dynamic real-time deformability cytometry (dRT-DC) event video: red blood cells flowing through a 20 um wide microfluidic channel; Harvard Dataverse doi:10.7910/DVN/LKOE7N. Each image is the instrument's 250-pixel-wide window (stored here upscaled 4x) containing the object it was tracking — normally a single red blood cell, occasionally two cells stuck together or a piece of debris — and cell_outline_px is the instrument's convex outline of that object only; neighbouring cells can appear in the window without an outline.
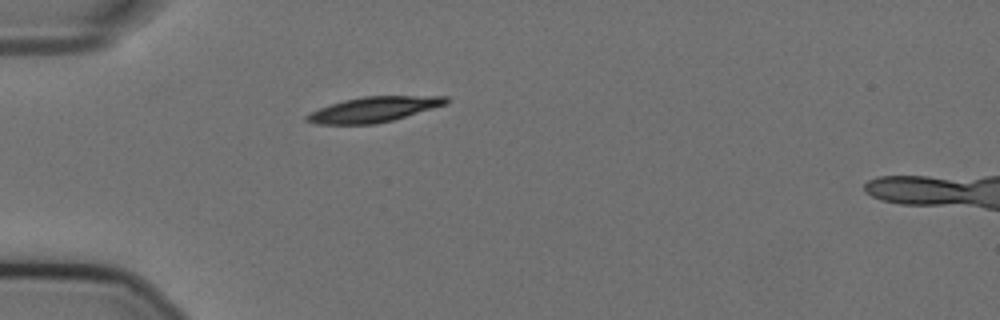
{"species": "Egyptian fruit bat (a non-hibernating species)", "species_latin": "Rousettus aegyptiacus", "temperature_condition": "cold", "stored_images_in_passage": 42, "camera_frame_rate_fps": 3000, "um_per_image_px": 0.085, "animal": {"sex": "female"}, "frame": {"image": 1, "passage_image": 1, "time_ms": 0.0, "image_size_px": [1000, 320], "cell_outline_px": [[448, 104], [392, 120], [376, 124], [316, 124], [304, 120], [304, 116], [308, 112], [344, 100], [364, 96], [448, 96]], "centroid_in_image_um": [31.75, 9.3], "position_along_channel_um": 53.3, "area_um2": 20.46}}
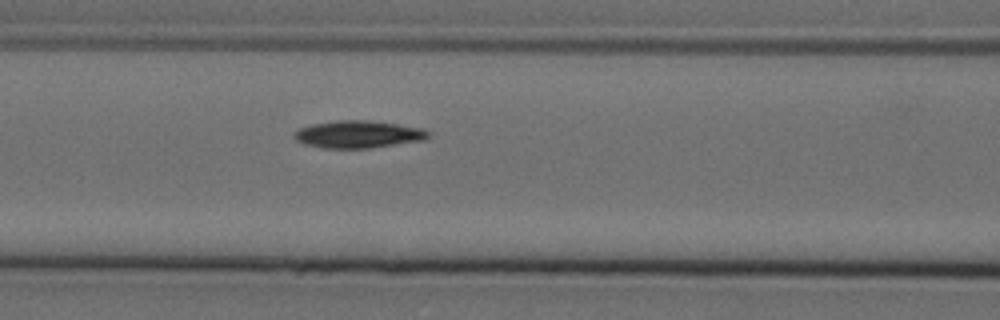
{"frame": {"image": 2, "passage_image": 9, "time_ms": 2.667, "image_size_px": [1000, 320], "cell_outline_px": [[432, 132], [424, 140], [368, 148], [324, 148], [304, 144], [296, 140], [292, 136], [292, 132], [300, 128], [312, 124], [340, 120], [368, 120], [424, 128]], "centroid_in_image_um": [30.44, 11.41], "position_along_channel_um": 136.2, "area_um2": 21.39}}
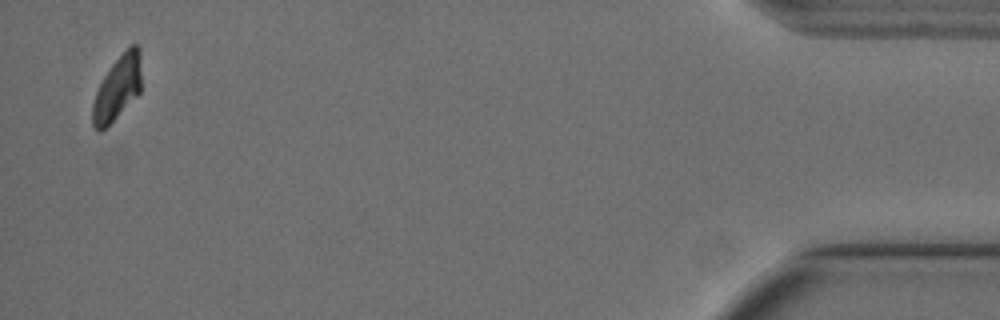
{"frame": {"image": 3, "passage_image": 40, "time_ms": 13.0, "image_size_px": [1000, 320], "cell_outline_px": [[140, 92], [100, 132], [92, 128], [92, 104], [96, 92], [104, 76], [112, 64], [132, 44], [136, 44], [140, 48]], "centroid_in_image_um": [9.96, 7.49], "position_along_channel_um": 425.2, "area_um2": 17.74}}